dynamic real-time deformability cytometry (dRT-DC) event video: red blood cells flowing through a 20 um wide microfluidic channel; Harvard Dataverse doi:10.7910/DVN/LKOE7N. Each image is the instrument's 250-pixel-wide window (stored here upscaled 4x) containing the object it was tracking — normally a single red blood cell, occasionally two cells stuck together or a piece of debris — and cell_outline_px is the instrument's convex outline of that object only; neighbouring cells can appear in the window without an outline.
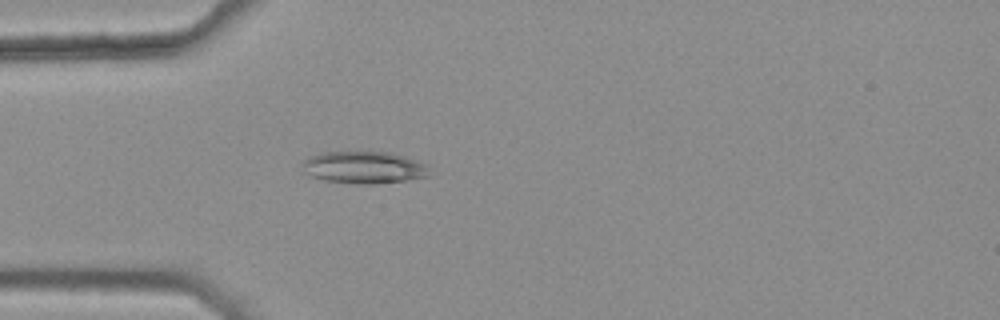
{"species": "common noctule bat (a hibernating species)", "species_latin": "Nyctalus noctula", "temperature_condition": "warm", "stored_images_in_passage": 3, "camera_frame_rate_fps": 3000, "um_per_image_px": 0.085, "animal": {"sex": "female", "body_mass_g": 25.1}, "frame": {"image": 1, "passage_image": 3, "time_ms": 0.667, "image_size_px": [1000, 320], "cell_outline_px": [[428, 176], [404, 180], [376, 184], [356, 184], [324, 180], [312, 176], [304, 172], [300, 164], [304, 160], [312, 156], [324, 152], [392, 152], [428, 164]], "centroid_in_image_um": [30.93, 14.23], "position_along_channel_um": 54.1, "area_um2": 23.76}}